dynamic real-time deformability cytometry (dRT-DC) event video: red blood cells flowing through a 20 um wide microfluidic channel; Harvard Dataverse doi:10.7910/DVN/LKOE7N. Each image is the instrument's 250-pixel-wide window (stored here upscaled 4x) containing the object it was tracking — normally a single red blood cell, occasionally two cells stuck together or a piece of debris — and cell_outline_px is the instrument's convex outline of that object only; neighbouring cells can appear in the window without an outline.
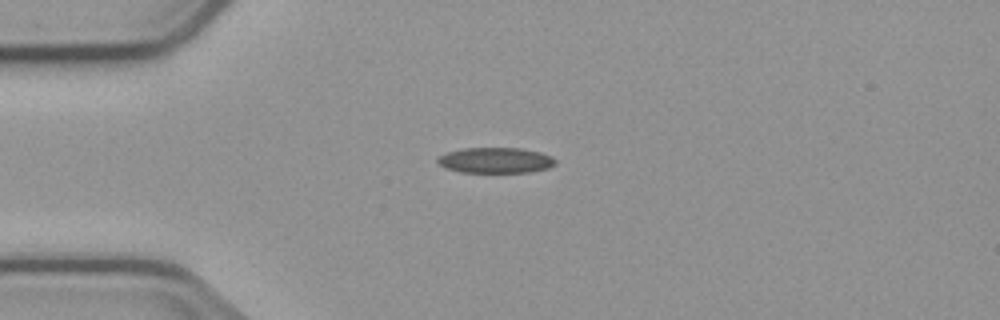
{"species": "common noctule bat (a hibernating species)", "species_latin": "Nyctalus noctula", "temperature_condition": "cold", "stored_images_in_passage": 42, "camera_frame_rate_fps": 3000, "um_per_image_px": 0.085, "animal": {"sex": "male", "body_mass_g": 23.1, "forearm_length_mm": 52.7}, "frame": {"image": 1, "passage_image": 1, "time_ms": 0.0, "image_size_px": [1000, 320], "cell_outline_px": [[556, 164], [548, 168], [528, 172], [460, 172], [448, 168], [440, 164], [436, 160], [440, 156], [448, 152], [464, 148], [520, 148], [540, 152], [552, 156], [556, 160]], "centroid_in_image_um": [42.16, 13.62], "position_along_channel_um": 42.8, "area_um2": 17.4}}
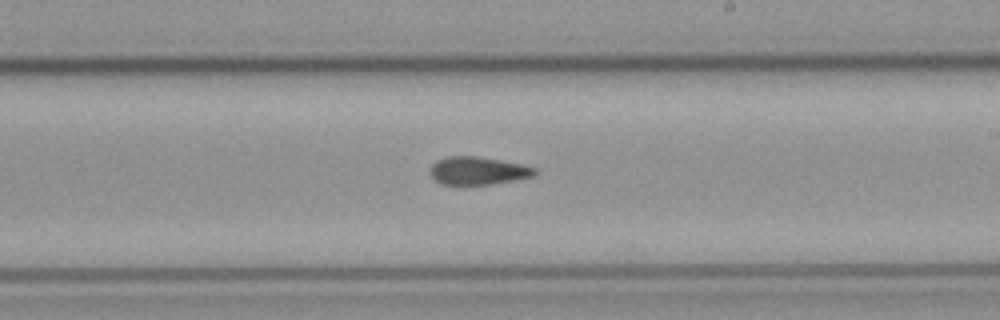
{"frame": {"image": 2, "passage_image": 19, "time_ms": 6.0, "image_size_px": [1000, 320], "cell_outline_px": [[536, 176], [492, 184], [440, 184], [428, 172], [432, 164], [436, 160], [448, 156], [476, 156], [500, 160], [520, 164], [536, 168]], "centroid_in_image_um": [40.61, 14.51], "position_along_channel_um": 248.4, "area_um2": 16.99}}
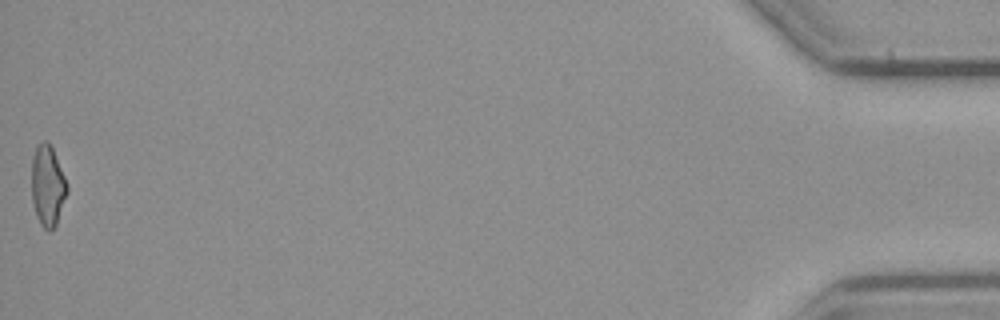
{"frame": {"image": 3, "passage_image": 42, "time_ms": 13.667, "image_size_px": [1000, 320], "cell_outline_px": [[68, 192], [56, 224], [48, 232], [40, 224], [36, 216], [32, 200], [32, 156], [36, 144], [44, 140], [48, 140], [52, 148], [68, 184]], "centroid_in_image_um": [4.04, 15.76], "position_along_channel_um": 431.2, "area_um2": 16.82}, "authors_computed_cell_mechanics": {"area_um2": 17.3978, "velocity_mm_per_s": 3.7632, "shape_relaxation_time_tau1_ms": null, "shape_relaxation_time_tau2_ms": 3.6346, "deformation_change_tau1": null, "deformation_change_tau2": 0.1151}}